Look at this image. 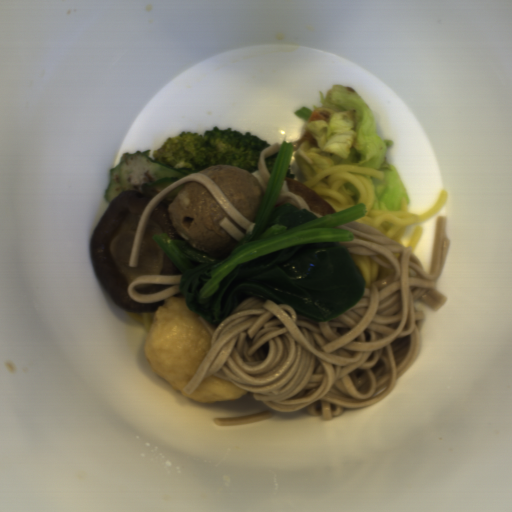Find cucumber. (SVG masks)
Instances as JSON below:
<instances>
[{
    "mask_svg": "<svg viewBox=\"0 0 512 512\" xmlns=\"http://www.w3.org/2000/svg\"><path fill=\"white\" fill-rule=\"evenodd\" d=\"M150 149L122 153L118 164L109 170V185L103 198L109 203L125 189L141 190L143 183L162 190L171 183L198 172L189 167L174 168L152 159Z\"/></svg>",
    "mask_w": 512,
    "mask_h": 512,
    "instance_id": "obj_1",
    "label": "cucumber"
}]
</instances>
